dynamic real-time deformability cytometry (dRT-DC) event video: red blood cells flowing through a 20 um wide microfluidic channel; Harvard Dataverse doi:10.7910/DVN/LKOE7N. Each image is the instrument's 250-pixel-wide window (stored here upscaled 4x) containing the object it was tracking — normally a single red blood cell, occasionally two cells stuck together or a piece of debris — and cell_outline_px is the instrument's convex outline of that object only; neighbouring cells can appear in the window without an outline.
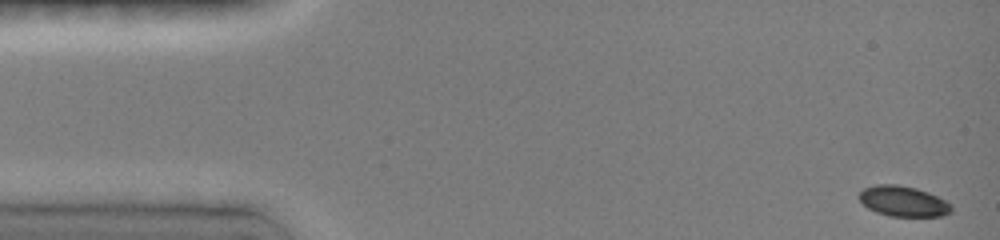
{"species": "common noctule bat (a hibernating species)", "species_latin": "Nyctalus noctula", "temperature_condition": "room temperature", "stored_images_in_passage": 6, "camera_frame_rate_fps": 3000, "um_per_image_px": 0.085, "animal": {"sex": "female", "body_mass_g": 19.0, "forearm_length_mm": 51.5}, "frame": {"image": 1, "passage_image": 1, "time_ms": 0.0, "image_size_px": [1000, 240], "cell_outline_px": [[952, 212], [940, 216], [888, 216], [876, 212], [868, 208], [860, 200], [860, 192], [864, 188], [876, 184], [896, 184], [916, 188], [928, 192], [952, 204]], "centroid_in_image_um": [76.78, 17.11], "position_along_channel_um": 8.2, "area_um2": 16.3}}
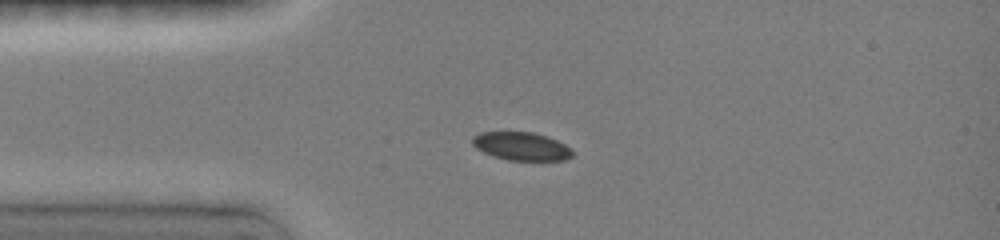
{"frame": {"image": 2, "passage_image": 5, "time_ms": 3.333, "image_size_px": [1000, 240], "cell_outline_px": [[572, 156], [564, 160], [508, 160], [492, 156], [476, 148], [472, 144], [472, 136], [480, 132], [532, 132], [548, 136], [572, 148]], "centroid_in_image_um": [44.3, 12.42], "position_along_channel_um": 40.7, "area_um2": 16.47}}